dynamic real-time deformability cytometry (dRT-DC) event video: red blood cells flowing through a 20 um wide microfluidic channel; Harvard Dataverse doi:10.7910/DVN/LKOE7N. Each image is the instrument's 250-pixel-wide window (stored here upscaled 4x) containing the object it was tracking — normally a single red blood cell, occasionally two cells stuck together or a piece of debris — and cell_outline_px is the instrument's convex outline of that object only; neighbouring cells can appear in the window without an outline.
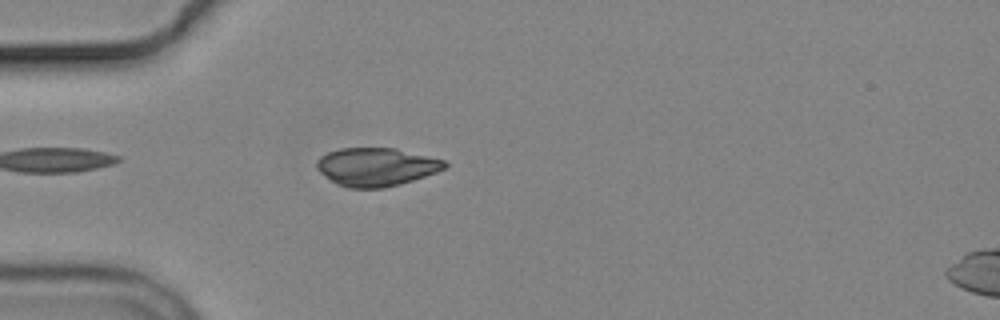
{"species": "common noctule bat (a hibernating species)", "species_latin": "Nyctalus noctula", "temperature_condition": "cold", "stored_images_in_passage": 6, "camera_frame_rate_fps": 3000, "um_per_image_px": 0.085, "animal": {"sex": "male", "body_mass_g": 19.2, "forearm_length_mm": 51.8}, "frame": {"image": 1, "passage_image": 5, "time_ms": 4.667, "image_size_px": [1000, 320], "cell_outline_px": [[448, 164], [444, 168], [436, 172], [400, 184], [384, 188], [348, 188], [336, 184], [324, 176], [316, 168], [316, 160], [320, 156], [328, 152], [340, 148], [396, 148], [444, 160]], "centroid_in_image_um": [31.94, 14.18], "position_along_channel_um": 53.1, "area_um2": 28.55}}